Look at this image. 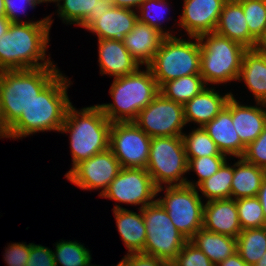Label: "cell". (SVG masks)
Segmentation results:
<instances>
[{"mask_svg": "<svg viewBox=\"0 0 266 266\" xmlns=\"http://www.w3.org/2000/svg\"><path fill=\"white\" fill-rule=\"evenodd\" d=\"M100 75L118 78L134 73L141 65L132 57L124 43L113 39H97Z\"/></svg>", "mask_w": 266, "mask_h": 266, "instance_id": "ac0fdd59", "label": "cell"}, {"mask_svg": "<svg viewBox=\"0 0 266 266\" xmlns=\"http://www.w3.org/2000/svg\"><path fill=\"white\" fill-rule=\"evenodd\" d=\"M11 24L6 16H0V37L9 30Z\"/></svg>", "mask_w": 266, "mask_h": 266, "instance_id": "681fc988", "label": "cell"}, {"mask_svg": "<svg viewBox=\"0 0 266 266\" xmlns=\"http://www.w3.org/2000/svg\"><path fill=\"white\" fill-rule=\"evenodd\" d=\"M146 0H113L112 5L124 9L137 11Z\"/></svg>", "mask_w": 266, "mask_h": 266, "instance_id": "ee69618b", "label": "cell"}, {"mask_svg": "<svg viewBox=\"0 0 266 266\" xmlns=\"http://www.w3.org/2000/svg\"><path fill=\"white\" fill-rule=\"evenodd\" d=\"M230 158L228 156H204L188 160V174L193 172L197 175V181L186 180V184L197 188L204 180L215 174L220 167Z\"/></svg>", "mask_w": 266, "mask_h": 266, "instance_id": "d590c367", "label": "cell"}, {"mask_svg": "<svg viewBox=\"0 0 266 266\" xmlns=\"http://www.w3.org/2000/svg\"><path fill=\"white\" fill-rule=\"evenodd\" d=\"M157 188L185 185L188 160L182 136L151 138L146 167Z\"/></svg>", "mask_w": 266, "mask_h": 266, "instance_id": "ba28073f", "label": "cell"}, {"mask_svg": "<svg viewBox=\"0 0 266 266\" xmlns=\"http://www.w3.org/2000/svg\"><path fill=\"white\" fill-rule=\"evenodd\" d=\"M190 241L196 245L215 266L237 252L236 238L209 232L203 228L198 230Z\"/></svg>", "mask_w": 266, "mask_h": 266, "instance_id": "83f0119b", "label": "cell"}, {"mask_svg": "<svg viewBox=\"0 0 266 266\" xmlns=\"http://www.w3.org/2000/svg\"><path fill=\"white\" fill-rule=\"evenodd\" d=\"M236 207L242 230L266 226L263 208L257 196L236 200Z\"/></svg>", "mask_w": 266, "mask_h": 266, "instance_id": "e575fe53", "label": "cell"}, {"mask_svg": "<svg viewBox=\"0 0 266 266\" xmlns=\"http://www.w3.org/2000/svg\"><path fill=\"white\" fill-rule=\"evenodd\" d=\"M141 68L113 79L109 90L113 102L97 104L111 123L134 121L139 112L160 93L150 68Z\"/></svg>", "mask_w": 266, "mask_h": 266, "instance_id": "277c9868", "label": "cell"}, {"mask_svg": "<svg viewBox=\"0 0 266 266\" xmlns=\"http://www.w3.org/2000/svg\"><path fill=\"white\" fill-rule=\"evenodd\" d=\"M127 266H169L166 262L154 256L143 253L125 254L121 259Z\"/></svg>", "mask_w": 266, "mask_h": 266, "instance_id": "7bdbcfd3", "label": "cell"}, {"mask_svg": "<svg viewBox=\"0 0 266 266\" xmlns=\"http://www.w3.org/2000/svg\"><path fill=\"white\" fill-rule=\"evenodd\" d=\"M151 137L133 121L113 122L109 149L122 168H144L149 161Z\"/></svg>", "mask_w": 266, "mask_h": 266, "instance_id": "4fadbf2b", "label": "cell"}, {"mask_svg": "<svg viewBox=\"0 0 266 266\" xmlns=\"http://www.w3.org/2000/svg\"><path fill=\"white\" fill-rule=\"evenodd\" d=\"M164 37L165 35L155 27L138 20L133 29L125 36L123 43L141 66H148L153 61Z\"/></svg>", "mask_w": 266, "mask_h": 266, "instance_id": "603a6c76", "label": "cell"}, {"mask_svg": "<svg viewBox=\"0 0 266 266\" xmlns=\"http://www.w3.org/2000/svg\"><path fill=\"white\" fill-rule=\"evenodd\" d=\"M52 250L56 266H88L92 261L91 251L77 240H59Z\"/></svg>", "mask_w": 266, "mask_h": 266, "instance_id": "1f68e13d", "label": "cell"}, {"mask_svg": "<svg viewBox=\"0 0 266 266\" xmlns=\"http://www.w3.org/2000/svg\"><path fill=\"white\" fill-rule=\"evenodd\" d=\"M3 138L9 139V127L4 122L0 105V139L3 140Z\"/></svg>", "mask_w": 266, "mask_h": 266, "instance_id": "7dc6e473", "label": "cell"}, {"mask_svg": "<svg viewBox=\"0 0 266 266\" xmlns=\"http://www.w3.org/2000/svg\"><path fill=\"white\" fill-rule=\"evenodd\" d=\"M5 3V15L11 23H37L44 20H24L20 18V15H27L28 7L30 9L36 8L37 5L41 4L38 0H4Z\"/></svg>", "mask_w": 266, "mask_h": 266, "instance_id": "f35d334b", "label": "cell"}, {"mask_svg": "<svg viewBox=\"0 0 266 266\" xmlns=\"http://www.w3.org/2000/svg\"><path fill=\"white\" fill-rule=\"evenodd\" d=\"M179 22L174 19V27L186 32L184 35L199 37L215 31L222 7L226 0H183Z\"/></svg>", "mask_w": 266, "mask_h": 266, "instance_id": "9a60e30c", "label": "cell"}, {"mask_svg": "<svg viewBox=\"0 0 266 266\" xmlns=\"http://www.w3.org/2000/svg\"><path fill=\"white\" fill-rule=\"evenodd\" d=\"M237 82L244 83L255 102L266 104V55L256 49H247Z\"/></svg>", "mask_w": 266, "mask_h": 266, "instance_id": "d4e9b609", "label": "cell"}, {"mask_svg": "<svg viewBox=\"0 0 266 266\" xmlns=\"http://www.w3.org/2000/svg\"><path fill=\"white\" fill-rule=\"evenodd\" d=\"M257 197L260 201V204L262 205L263 213H264V217L266 221V176L264 177L262 181Z\"/></svg>", "mask_w": 266, "mask_h": 266, "instance_id": "bcb514c9", "label": "cell"}, {"mask_svg": "<svg viewBox=\"0 0 266 266\" xmlns=\"http://www.w3.org/2000/svg\"><path fill=\"white\" fill-rule=\"evenodd\" d=\"M190 132L184 131L182 137L187 159L204 156H227L219 150L218 146L203 127H193Z\"/></svg>", "mask_w": 266, "mask_h": 266, "instance_id": "d6a6232c", "label": "cell"}, {"mask_svg": "<svg viewBox=\"0 0 266 266\" xmlns=\"http://www.w3.org/2000/svg\"><path fill=\"white\" fill-rule=\"evenodd\" d=\"M215 88L214 86L205 87L183 105L186 124L193 123L197 127H204L222 111L233 92L223 93V95Z\"/></svg>", "mask_w": 266, "mask_h": 266, "instance_id": "d6986e66", "label": "cell"}, {"mask_svg": "<svg viewBox=\"0 0 266 266\" xmlns=\"http://www.w3.org/2000/svg\"><path fill=\"white\" fill-rule=\"evenodd\" d=\"M235 95L228 99L226 108L232 114V121L241 143L246 147L253 142L266 126V104L256 102L254 105L242 104Z\"/></svg>", "mask_w": 266, "mask_h": 266, "instance_id": "2e32d148", "label": "cell"}, {"mask_svg": "<svg viewBox=\"0 0 266 266\" xmlns=\"http://www.w3.org/2000/svg\"><path fill=\"white\" fill-rule=\"evenodd\" d=\"M32 243L11 242L5 247L3 255L6 266H26Z\"/></svg>", "mask_w": 266, "mask_h": 266, "instance_id": "60d3db41", "label": "cell"}, {"mask_svg": "<svg viewBox=\"0 0 266 266\" xmlns=\"http://www.w3.org/2000/svg\"><path fill=\"white\" fill-rule=\"evenodd\" d=\"M253 266H266V252L262 258Z\"/></svg>", "mask_w": 266, "mask_h": 266, "instance_id": "f907efd6", "label": "cell"}, {"mask_svg": "<svg viewBox=\"0 0 266 266\" xmlns=\"http://www.w3.org/2000/svg\"><path fill=\"white\" fill-rule=\"evenodd\" d=\"M205 87L207 85L202 76L193 74L166 82L159 88V91L165 98L184 105Z\"/></svg>", "mask_w": 266, "mask_h": 266, "instance_id": "f1b7e54d", "label": "cell"}, {"mask_svg": "<svg viewBox=\"0 0 266 266\" xmlns=\"http://www.w3.org/2000/svg\"><path fill=\"white\" fill-rule=\"evenodd\" d=\"M0 16H6L4 0H0Z\"/></svg>", "mask_w": 266, "mask_h": 266, "instance_id": "816d5d0a", "label": "cell"}, {"mask_svg": "<svg viewBox=\"0 0 266 266\" xmlns=\"http://www.w3.org/2000/svg\"><path fill=\"white\" fill-rule=\"evenodd\" d=\"M214 32L246 49H255L257 44V40L249 33L246 17L238 0L225 1Z\"/></svg>", "mask_w": 266, "mask_h": 266, "instance_id": "ffe728a7", "label": "cell"}, {"mask_svg": "<svg viewBox=\"0 0 266 266\" xmlns=\"http://www.w3.org/2000/svg\"><path fill=\"white\" fill-rule=\"evenodd\" d=\"M169 6L171 4H169L168 0H146L137 10L138 20L151 27H155L165 36H177L174 33L175 31H173L174 29L171 28L170 30V28L167 29L166 26H163L166 20H171V17H166L169 12Z\"/></svg>", "mask_w": 266, "mask_h": 266, "instance_id": "836d02e7", "label": "cell"}, {"mask_svg": "<svg viewBox=\"0 0 266 266\" xmlns=\"http://www.w3.org/2000/svg\"><path fill=\"white\" fill-rule=\"evenodd\" d=\"M170 266H215L209 258L190 240L182 247Z\"/></svg>", "mask_w": 266, "mask_h": 266, "instance_id": "74e56055", "label": "cell"}, {"mask_svg": "<svg viewBox=\"0 0 266 266\" xmlns=\"http://www.w3.org/2000/svg\"><path fill=\"white\" fill-rule=\"evenodd\" d=\"M87 29L98 39L124 41L138 21L137 11L111 6Z\"/></svg>", "mask_w": 266, "mask_h": 266, "instance_id": "7402d4cb", "label": "cell"}, {"mask_svg": "<svg viewBox=\"0 0 266 266\" xmlns=\"http://www.w3.org/2000/svg\"><path fill=\"white\" fill-rule=\"evenodd\" d=\"M227 160L220 169L210 178L204 180L198 187V192H201V198L204 202L211 200L230 199L231 185L233 179V164ZM232 164V165H231Z\"/></svg>", "mask_w": 266, "mask_h": 266, "instance_id": "f546056e", "label": "cell"}, {"mask_svg": "<svg viewBox=\"0 0 266 266\" xmlns=\"http://www.w3.org/2000/svg\"><path fill=\"white\" fill-rule=\"evenodd\" d=\"M141 211L146 225L143 254L159 258L170 265L188 239L177 230L157 200L146 205Z\"/></svg>", "mask_w": 266, "mask_h": 266, "instance_id": "9c48e42d", "label": "cell"}, {"mask_svg": "<svg viewBox=\"0 0 266 266\" xmlns=\"http://www.w3.org/2000/svg\"><path fill=\"white\" fill-rule=\"evenodd\" d=\"M60 72L57 66L0 71V105L5 124L10 127Z\"/></svg>", "mask_w": 266, "mask_h": 266, "instance_id": "5b68a950", "label": "cell"}, {"mask_svg": "<svg viewBox=\"0 0 266 266\" xmlns=\"http://www.w3.org/2000/svg\"><path fill=\"white\" fill-rule=\"evenodd\" d=\"M255 49L266 55V30L264 31V34L257 40V44Z\"/></svg>", "mask_w": 266, "mask_h": 266, "instance_id": "c3c4849f", "label": "cell"}, {"mask_svg": "<svg viewBox=\"0 0 266 266\" xmlns=\"http://www.w3.org/2000/svg\"><path fill=\"white\" fill-rule=\"evenodd\" d=\"M121 169L120 162L113 152L107 149L76 164L65 173V178L82 190H101L98 193L99 197Z\"/></svg>", "mask_w": 266, "mask_h": 266, "instance_id": "5bb4252c", "label": "cell"}, {"mask_svg": "<svg viewBox=\"0 0 266 266\" xmlns=\"http://www.w3.org/2000/svg\"><path fill=\"white\" fill-rule=\"evenodd\" d=\"M162 191L164 195L160 196ZM156 200L166 210L177 230L188 240L202 229L204 200L197 188L187 184L159 187Z\"/></svg>", "mask_w": 266, "mask_h": 266, "instance_id": "30bf717a", "label": "cell"}, {"mask_svg": "<svg viewBox=\"0 0 266 266\" xmlns=\"http://www.w3.org/2000/svg\"><path fill=\"white\" fill-rule=\"evenodd\" d=\"M133 122L151 138L182 136L187 126L183 104L167 99L161 93L139 112Z\"/></svg>", "mask_w": 266, "mask_h": 266, "instance_id": "7c38bea8", "label": "cell"}, {"mask_svg": "<svg viewBox=\"0 0 266 266\" xmlns=\"http://www.w3.org/2000/svg\"><path fill=\"white\" fill-rule=\"evenodd\" d=\"M111 125L97 104L79 110L73 103L68 107L60 133L69 135L71 169L109 149Z\"/></svg>", "mask_w": 266, "mask_h": 266, "instance_id": "3957f363", "label": "cell"}, {"mask_svg": "<svg viewBox=\"0 0 266 266\" xmlns=\"http://www.w3.org/2000/svg\"><path fill=\"white\" fill-rule=\"evenodd\" d=\"M242 158L266 170V126L263 132L246 146Z\"/></svg>", "mask_w": 266, "mask_h": 266, "instance_id": "ab89813d", "label": "cell"}, {"mask_svg": "<svg viewBox=\"0 0 266 266\" xmlns=\"http://www.w3.org/2000/svg\"><path fill=\"white\" fill-rule=\"evenodd\" d=\"M53 14L42 22L10 25L0 37V71L57 66L47 55Z\"/></svg>", "mask_w": 266, "mask_h": 266, "instance_id": "6da1fadb", "label": "cell"}, {"mask_svg": "<svg viewBox=\"0 0 266 266\" xmlns=\"http://www.w3.org/2000/svg\"><path fill=\"white\" fill-rule=\"evenodd\" d=\"M266 176V170L246 162L242 157L233 163L231 199L255 197Z\"/></svg>", "mask_w": 266, "mask_h": 266, "instance_id": "4316f807", "label": "cell"}, {"mask_svg": "<svg viewBox=\"0 0 266 266\" xmlns=\"http://www.w3.org/2000/svg\"><path fill=\"white\" fill-rule=\"evenodd\" d=\"M203 128L218 146L221 153L229 158L231 156L232 159L243 156L246 147L241 143L233 125L232 114L226 107Z\"/></svg>", "mask_w": 266, "mask_h": 266, "instance_id": "cb8c5ba5", "label": "cell"}, {"mask_svg": "<svg viewBox=\"0 0 266 266\" xmlns=\"http://www.w3.org/2000/svg\"><path fill=\"white\" fill-rule=\"evenodd\" d=\"M237 253L247 265H255L266 252V226L243 229L238 237Z\"/></svg>", "mask_w": 266, "mask_h": 266, "instance_id": "4dcf8cb0", "label": "cell"}, {"mask_svg": "<svg viewBox=\"0 0 266 266\" xmlns=\"http://www.w3.org/2000/svg\"><path fill=\"white\" fill-rule=\"evenodd\" d=\"M26 266H56L52 249L32 243Z\"/></svg>", "mask_w": 266, "mask_h": 266, "instance_id": "b9f144b4", "label": "cell"}, {"mask_svg": "<svg viewBox=\"0 0 266 266\" xmlns=\"http://www.w3.org/2000/svg\"><path fill=\"white\" fill-rule=\"evenodd\" d=\"M58 8L56 16L66 25H76L87 30L112 6L107 0H53Z\"/></svg>", "mask_w": 266, "mask_h": 266, "instance_id": "44dd1931", "label": "cell"}, {"mask_svg": "<svg viewBox=\"0 0 266 266\" xmlns=\"http://www.w3.org/2000/svg\"><path fill=\"white\" fill-rule=\"evenodd\" d=\"M203 229L237 238L242 231L235 199L211 200L204 203Z\"/></svg>", "mask_w": 266, "mask_h": 266, "instance_id": "e0dca14e", "label": "cell"}, {"mask_svg": "<svg viewBox=\"0 0 266 266\" xmlns=\"http://www.w3.org/2000/svg\"><path fill=\"white\" fill-rule=\"evenodd\" d=\"M216 266H249L236 252L234 255L227 257L224 261L220 262Z\"/></svg>", "mask_w": 266, "mask_h": 266, "instance_id": "f6af8a7d", "label": "cell"}, {"mask_svg": "<svg viewBox=\"0 0 266 266\" xmlns=\"http://www.w3.org/2000/svg\"><path fill=\"white\" fill-rule=\"evenodd\" d=\"M72 84L70 78L60 72L9 127V139L20 140L45 131L59 133L72 104L68 95Z\"/></svg>", "mask_w": 266, "mask_h": 266, "instance_id": "7a4b0ae2", "label": "cell"}, {"mask_svg": "<svg viewBox=\"0 0 266 266\" xmlns=\"http://www.w3.org/2000/svg\"><path fill=\"white\" fill-rule=\"evenodd\" d=\"M246 17L249 33L258 40L266 30V0H238Z\"/></svg>", "mask_w": 266, "mask_h": 266, "instance_id": "8d00e7d4", "label": "cell"}, {"mask_svg": "<svg viewBox=\"0 0 266 266\" xmlns=\"http://www.w3.org/2000/svg\"><path fill=\"white\" fill-rule=\"evenodd\" d=\"M88 266H100V265H94V264H92V263H90Z\"/></svg>", "mask_w": 266, "mask_h": 266, "instance_id": "11a10c76", "label": "cell"}, {"mask_svg": "<svg viewBox=\"0 0 266 266\" xmlns=\"http://www.w3.org/2000/svg\"><path fill=\"white\" fill-rule=\"evenodd\" d=\"M99 197L115 201L112 210L125 209L122 204L142 209L156 201L157 187L146 169L122 168Z\"/></svg>", "mask_w": 266, "mask_h": 266, "instance_id": "8fae6325", "label": "cell"}, {"mask_svg": "<svg viewBox=\"0 0 266 266\" xmlns=\"http://www.w3.org/2000/svg\"><path fill=\"white\" fill-rule=\"evenodd\" d=\"M112 211L120 238L128 250L126 254L143 253L146 225L141 209H138L139 213L127 208Z\"/></svg>", "mask_w": 266, "mask_h": 266, "instance_id": "484cf974", "label": "cell"}, {"mask_svg": "<svg viewBox=\"0 0 266 266\" xmlns=\"http://www.w3.org/2000/svg\"><path fill=\"white\" fill-rule=\"evenodd\" d=\"M165 36L148 65L159 88L171 80L200 74L201 49L198 37ZM182 37V38H181Z\"/></svg>", "mask_w": 266, "mask_h": 266, "instance_id": "52a82bcc", "label": "cell"}, {"mask_svg": "<svg viewBox=\"0 0 266 266\" xmlns=\"http://www.w3.org/2000/svg\"><path fill=\"white\" fill-rule=\"evenodd\" d=\"M41 4L45 3H52L53 0H38Z\"/></svg>", "mask_w": 266, "mask_h": 266, "instance_id": "f5cc1de1", "label": "cell"}, {"mask_svg": "<svg viewBox=\"0 0 266 266\" xmlns=\"http://www.w3.org/2000/svg\"><path fill=\"white\" fill-rule=\"evenodd\" d=\"M113 266H127V265L121 260L116 265H113Z\"/></svg>", "mask_w": 266, "mask_h": 266, "instance_id": "db71d44e", "label": "cell"}, {"mask_svg": "<svg viewBox=\"0 0 266 266\" xmlns=\"http://www.w3.org/2000/svg\"><path fill=\"white\" fill-rule=\"evenodd\" d=\"M198 38L201 49L200 75L206 85L237 82L247 49L215 32L202 34Z\"/></svg>", "mask_w": 266, "mask_h": 266, "instance_id": "8992f818", "label": "cell"}]
</instances>
